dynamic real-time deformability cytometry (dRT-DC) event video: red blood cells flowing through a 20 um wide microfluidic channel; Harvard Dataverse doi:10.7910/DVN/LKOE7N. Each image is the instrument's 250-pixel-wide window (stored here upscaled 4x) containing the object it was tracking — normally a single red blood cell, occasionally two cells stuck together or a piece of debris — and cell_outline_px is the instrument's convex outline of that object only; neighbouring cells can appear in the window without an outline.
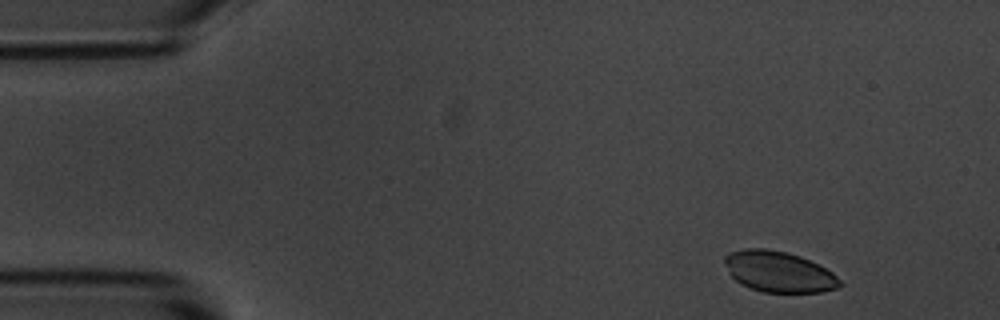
{"species": "common noctule bat (a hibernating species)", "species_latin": "Nyctalus noctula", "temperature_condition": "room temperature", "stored_images_in_passage": 3, "camera_frame_rate_fps": 3000, "um_per_image_px": 0.085, "animal": {"sex": "male", "body_mass_g": 20.1, "forearm_length_mm": 53.5}, "frame": {"image": 1, "passage_image": 1, "time_ms": 0.0, "image_size_px": [1000, 320], "cell_outline_px": [[844, 284], [840, 288], [820, 292], [764, 292], [740, 284], [732, 276], [724, 264], [724, 256], [728, 252], [744, 248], [768, 248], [800, 256], [832, 272]], "centroid_in_image_um": [66.18, 23.09], "position_along_channel_um": 18.8, "area_um2": 27.4}}